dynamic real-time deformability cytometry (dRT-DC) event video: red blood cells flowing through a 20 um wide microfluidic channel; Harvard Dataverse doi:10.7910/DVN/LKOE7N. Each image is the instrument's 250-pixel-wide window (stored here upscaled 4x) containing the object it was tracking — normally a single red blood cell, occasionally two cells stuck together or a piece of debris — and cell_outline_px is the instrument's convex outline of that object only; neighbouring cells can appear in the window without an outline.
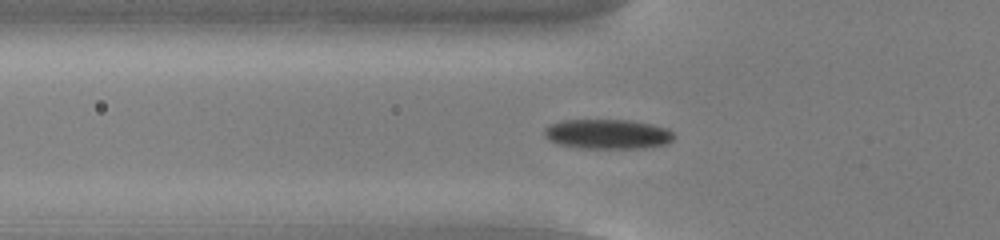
{"species": "common noctule bat (a hibernating species)", "species_latin": "Nyctalus noctula", "temperature_condition": "cold", "stored_images_in_passage": 53, "camera_frame_rate_fps": 3000, "um_per_image_px": 0.085, "animal": {"sex": "male", "body_mass_g": 13.0, "forearm_length_mm": 53.1}, "frame": {"image": 1, "passage_image": 18, "time_ms": 5.667, "image_size_px": [1000, 240], "cell_outline_px": [[676, 136], [668, 144], [644, 148], [580, 148], [556, 144], [548, 140], [544, 136], [544, 128], [552, 124], [564, 120], [632, 120], [652, 124], [668, 128]], "centroid_in_image_um": [51.67, 11.4], "position_along_channel_um": 74.1, "area_um2": 22.72}}
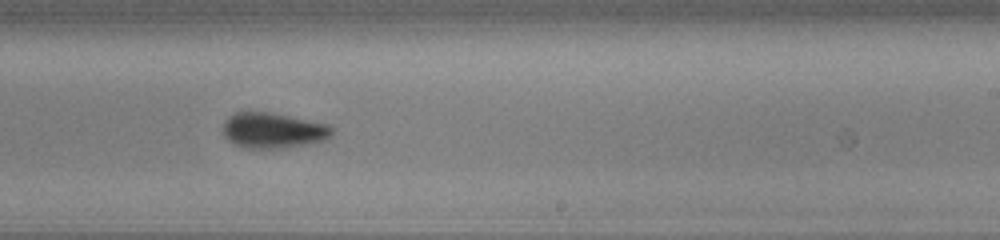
{"frame": {"image": 2, "passage_image": 33, "time_ms": 10.667, "image_size_px": [1000, 240], "cell_outline_px": [[332, 136], [324, 140], [308, 144], [284, 148], [244, 148], [228, 140], [224, 136], [224, 124], [228, 116], [236, 112], [268, 112], [328, 124], [332, 128]], "centroid_in_image_um": [23.21, 11.09], "position_along_channel_um": 265.8, "area_um2": 22.37}}
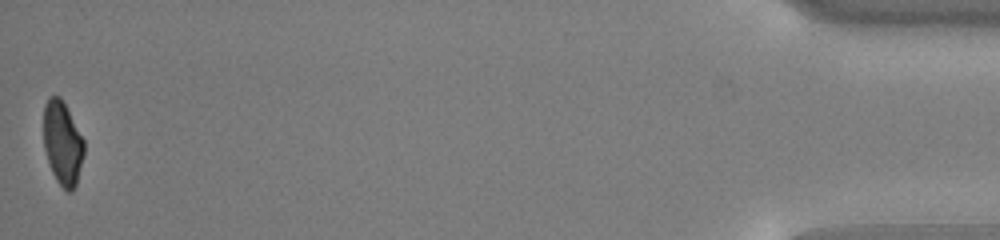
{"frame": {"image": 3, "passage_image": 53, "time_ms": 17.333, "image_size_px": [1000, 240], "cell_outline_px": [[84, 152], [76, 184], [72, 192], [68, 192], [56, 180], [52, 172], [44, 148], [44, 104], [48, 96], [60, 96], [84, 140]], "centroid_in_image_um": [5.3, 12.16], "position_along_channel_um": 429.9, "area_um2": 19.48}, "authors_computed_cell_mechanics": {"area_um2": 21.3282, "velocity_mm_per_s": 3.835, "shape_relaxation_time_tau1_ms": 1.8261, "shape_relaxation_time_tau2_ms": 1.7776, "deformation_change_tau1": 0.1059, "deformation_change_tau2": 0.0516}}